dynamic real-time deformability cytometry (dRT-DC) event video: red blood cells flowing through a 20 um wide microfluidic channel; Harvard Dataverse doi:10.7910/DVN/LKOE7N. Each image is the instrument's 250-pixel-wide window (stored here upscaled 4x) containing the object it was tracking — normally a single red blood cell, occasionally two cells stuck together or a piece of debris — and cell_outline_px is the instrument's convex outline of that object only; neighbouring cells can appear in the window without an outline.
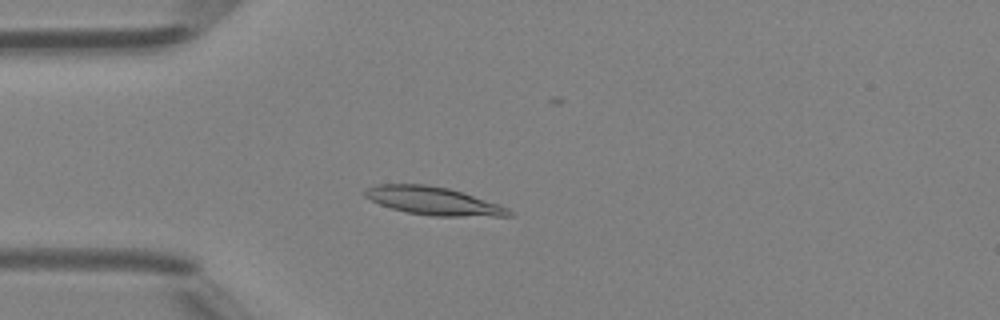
{"species": "Egyptian fruit bat (a non-hibernating species)", "species_latin": "Rousettus aegyptiacus", "temperature_condition": "room temperature", "stored_images_in_passage": 49, "camera_frame_rate_fps": 3000, "um_per_image_px": 0.085, "animal": {"sex": "female"}, "frame": {"image": 1, "passage_image": 13, "time_ms": 4.0, "image_size_px": [1000, 320], "cell_outline_px": [[512, 216], [432, 216], [408, 212], [392, 208], [380, 204], [364, 196], [364, 192], [368, 188], [380, 184], [424, 184], [448, 188], [500, 204], [508, 208], [512, 212]], "centroid_in_image_um": [36.86, 17.08], "position_along_channel_um": 48.1, "area_um2": 23.24}}
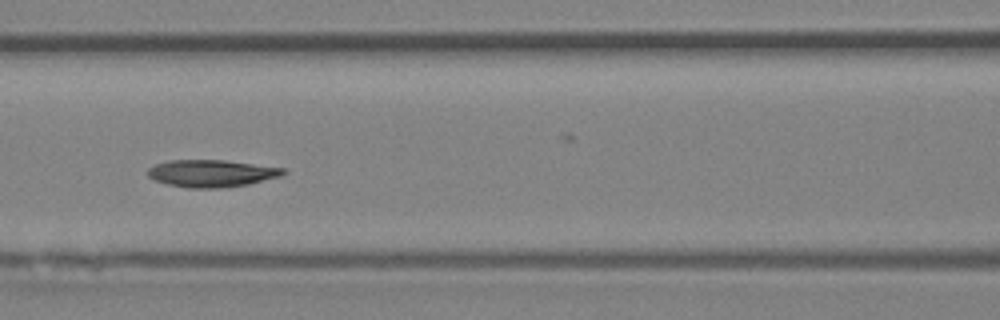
{"frame": {"image": 2, "passage_image": 21, "time_ms": 6.667, "image_size_px": [1000, 320], "cell_outline_px": [[288, 172], [280, 176], [248, 184], [224, 188], [188, 188], [168, 184], [156, 180], [148, 176], [148, 168], [156, 164], [168, 160], [224, 160], [284, 168]], "centroid_in_image_um": [17.98, 14.73], "position_along_channel_um": 148.6, "area_um2": 21.39}}
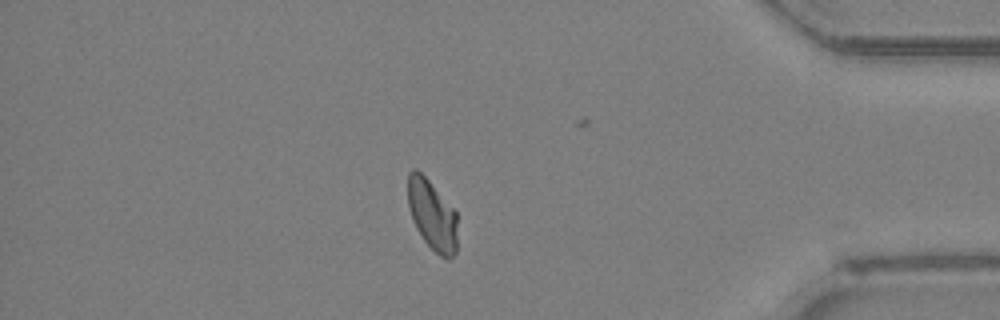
{"frame": {"image": 3, "passage_image": 41, "time_ms": 13.333, "image_size_px": [1000, 320], "cell_outline_px": [[456, 252], [448, 260], [440, 256], [424, 240], [416, 228], [412, 220], [408, 204], [408, 172], [412, 168], [416, 168], [428, 180], [456, 212]], "centroid_in_image_um": [36.71, 18.27], "position_along_channel_um": 398.5, "area_um2": 20.0}, "authors_computed_cell_mechanics": {"area_um2": 21.386, "velocity_mm_per_s": 4.2889, "shape_relaxation_time_tau1_ms": 4.7774, "shape_relaxation_time_tau2_ms": 1.2081, "deformation_change_tau1": 0.1461, "deformation_change_tau2": 0.0557}}